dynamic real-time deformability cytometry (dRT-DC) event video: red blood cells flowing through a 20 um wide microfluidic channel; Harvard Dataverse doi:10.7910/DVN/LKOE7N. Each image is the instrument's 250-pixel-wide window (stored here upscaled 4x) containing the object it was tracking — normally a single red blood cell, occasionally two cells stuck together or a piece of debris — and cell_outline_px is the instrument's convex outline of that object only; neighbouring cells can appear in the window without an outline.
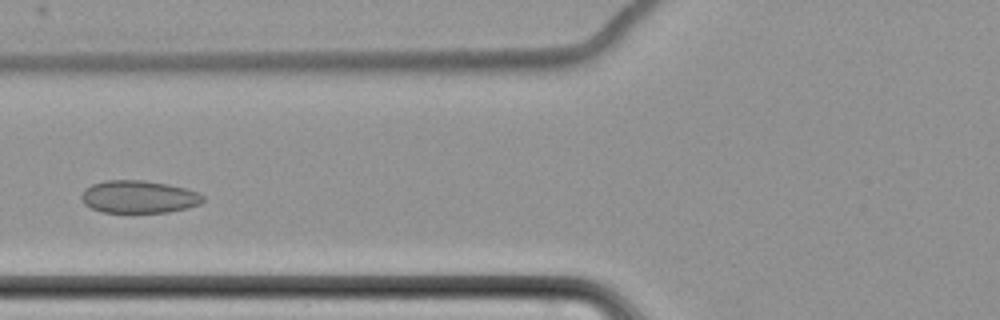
{"species": "common noctule bat (a hibernating species)", "species_latin": "Nyctalus noctula", "temperature_condition": "cold", "stored_images_in_passage": 6, "camera_frame_rate_fps": 3000, "um_per_image_px": 0.085, "animal": {"sex": "female", "body_mass_g": 22.7, "forearm_length_mm": 54.2}, "frame": {"image": 1, "passage_image": 6, "time_ms": 6.0, "image_size_px": [1000, 320], "cell_outline_px": [[204, 200], [200, 204], [188, 208], [168, 212], [100, 212], [84, 204], [80, 196], [84, 188], [92, 184], [104, 180], [144, 180], [168, 184], [184, 188], [196, 192], [204, 196]], "centroid_in_image_um": [11.77, 16.72], "position_along_channel_um": 114.0, "area_um2": 23.18}}